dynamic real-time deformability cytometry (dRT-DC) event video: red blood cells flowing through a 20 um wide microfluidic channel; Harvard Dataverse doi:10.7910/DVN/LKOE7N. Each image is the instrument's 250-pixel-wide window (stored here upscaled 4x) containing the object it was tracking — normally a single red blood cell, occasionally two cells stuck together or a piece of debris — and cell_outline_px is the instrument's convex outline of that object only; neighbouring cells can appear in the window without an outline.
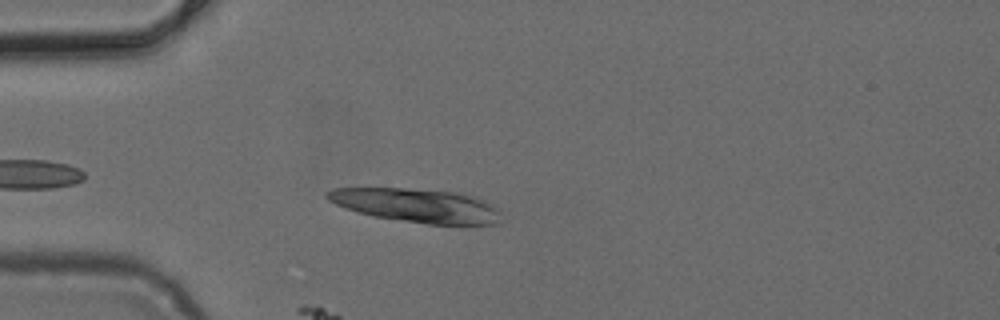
{"species": "common noctule bat (a hibernating species)", "species_latin": "Nyctalus noctula", "temperature_condition": "cold", "stored_images_in_passage": 15, "camera_frame_rate_fps": 3000, "um_per_image_px": 0.085, "animal": {"sex": "female", "body_mass_g": 24.6, "forearm_length_mm": 56.2}, "frame": {"image": 1, "passage_image": 5, "time_ms": 1.333, "image_size_px": [1000, 320], "cell_outline_px": [[500, 224], [428, 224], [372, 216], [356, 212], [344, 208], [328, 200], [324, 196], [324, 192], [332, 188], [404, 188], [460, 192], [476, 196], [500, 208]], "centroid_in_image_um": [35.43, 17.45], "position_along_channel_um": 49.6, "area_um2": 34.68}}